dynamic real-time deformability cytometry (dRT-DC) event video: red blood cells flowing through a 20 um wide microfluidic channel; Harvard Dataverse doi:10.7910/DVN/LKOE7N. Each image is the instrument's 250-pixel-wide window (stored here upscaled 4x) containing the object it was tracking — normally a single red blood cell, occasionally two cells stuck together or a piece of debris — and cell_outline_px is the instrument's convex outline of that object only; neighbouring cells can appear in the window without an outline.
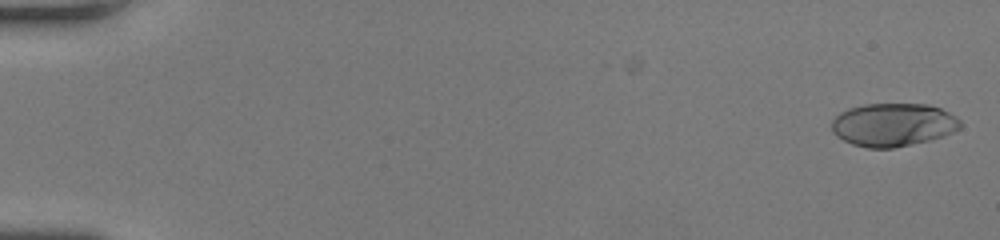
{"species": "human", "species_latin": "Homo sapiens", "temperature_condition": "room temperature", "stored_images_in_passage": 49, "camera_frame_rate_fps": 3000, "um_per_image_px": 0.085, "donor": {"sex": "female"}, "frame": {"image": 1, "passage_image": 2, "time_ms": 0.333, "image_size_px": [1000, 240], "cell_outline_px": [[960, 128], [944, 136], [928, 140], [892, 148], [868, 148], [852, 144], [836, 136], [832, 132], [832, 120], [840, 112], [848, 108], [864, 104], [928, 104], [940, 108], [956, 116], [960, 120]], "centroid_in_image_um": [75.9, 10.59], "position_along_channel_um": 9.1, "area_um2": 32.31}}
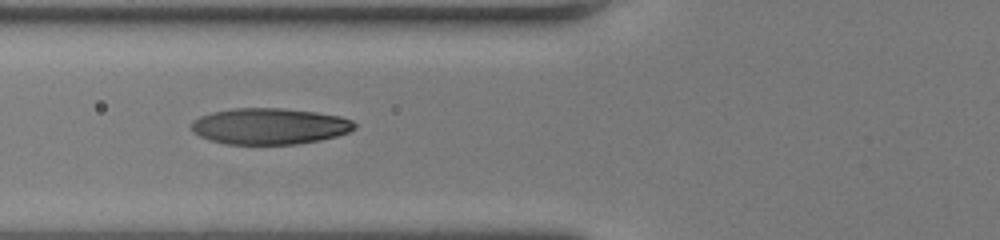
{"frame": {"image": 2, "passage_image": 21, "time_ms": 6.667, "image_size_px": [1000, 240], "cell_outline_px": [[356, 128], [348, 132], [336, 136], [320, 140], [296, 144], [224, 144], [208, 140], [192, 132], [192, 120], [200, 116], [212, 112], [232, 108], [280, 108], [316, 112], [340, 116], [352, 120], [356, 124]], "centroid_in_image_um": [22.89, 10.73], "position_along_channel_um": 102.9, "area_um2": 34.56}}
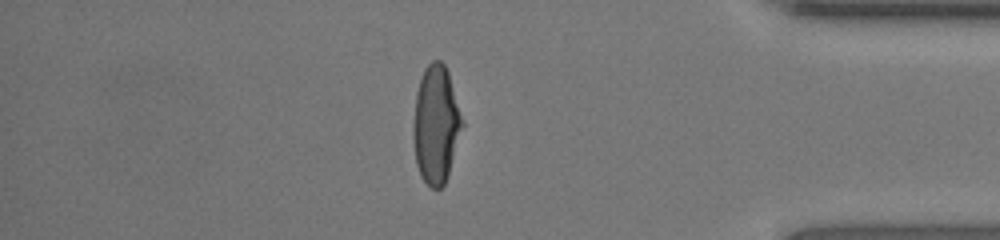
{"frame": {"image": 3, "passage_image": 43, "time_ms": 14.0, "image_size_px": [1000, 240], "cell_outline_px": [[464, 124], [444, 184], [440, 188], [432, 188], [420, 176], [416, 164], [412, 136], [412, 124], [416, 92], [424, 68], [432, 60], [440, 60], [444, 64], [448, 72]], "centroid_in_image_um": [37.03, 10.57], "position_along_channel_um": 398.2, "area_um2": 33.52}, "authors_computed_cell_mechanics": {"area_um2": 33.2928, "velocity_mm_per_s": 4.3969, "shape_relaxation_time_tau1_ms": 5.1925, "shape_relaxation_time_tau2_ms": null, "deformation_change_tau1": 0.2633, "deformation_change_tau2": null}}